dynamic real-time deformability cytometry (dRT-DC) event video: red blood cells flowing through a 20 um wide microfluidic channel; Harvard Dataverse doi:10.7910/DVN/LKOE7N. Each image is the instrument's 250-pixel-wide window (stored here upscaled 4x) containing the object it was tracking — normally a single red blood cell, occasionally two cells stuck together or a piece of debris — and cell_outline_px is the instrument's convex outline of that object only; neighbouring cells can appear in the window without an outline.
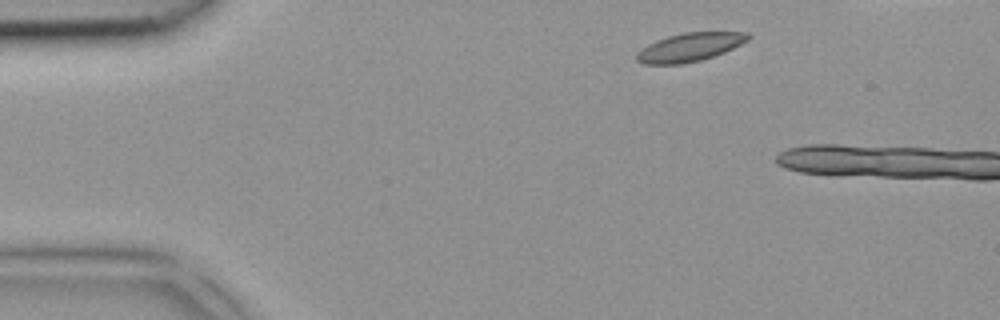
{"species": "common noctule bat (a hibernating species)", "species_latin": "Nyctalus noctula", "temperature_condition": "room temperature", "stored_images_in_passage": 2, "camera_frame_rate_fps": 3000, "um_per_image_px": 0.085, "animal": {"sex": "female", "body_mass_g": 18.4}, "frame": {"image": 1, "passage_image": 1, "time_ms": 0.0, "image_size_px": [1000, 320], "cell_outline_px": [[752, 36], [748, 40], [724, 52], [700, 60], [684, 64], [644, 64], [636, 60], [636, 52], [640, 48], [656, 40], [668, 36], [684, 32], [748, 32]], "centroid_in_image_um": [58.59, 4.01], "position_along_channel_um": 26.4, "area_um2": 18.5}}